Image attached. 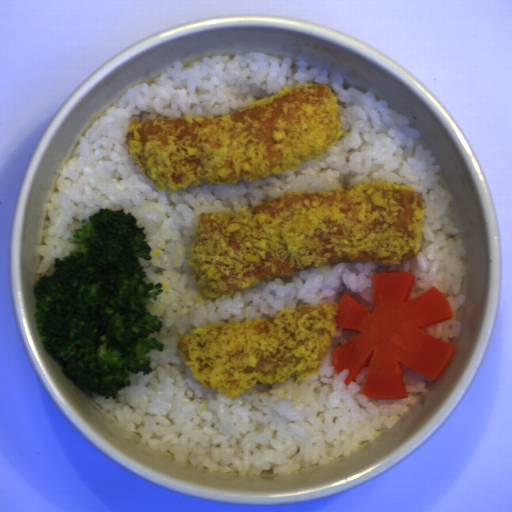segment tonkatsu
Wrapping results in <instances>:
<instances>
[{
    "mask_svg": "<svg viewBox=\"0 0 512 512\" xmlns=\"http://www.w3.org/2000/svg\"><path fill=\"white\" fill-rule=\"evenodd\" d=\"M248 207L199 216L187 263L208 298L337 262L402 265L423 245L422 198L385 179L292 190Z\"/></svg>",
    "mask_w": 512,
    "mask_h": 512,
    "instance_id": "tonkatsu-1",
    "label": "tonkatsu"
},
{
    "mask_svg": "<svg viewBox=\"0 0 512 512\" xmlns=\"http://www.w3.org/2000/svg\"><path fill=\"white\" fill-rule=\"evenodd\" d=\"M344 135L329 85L308 82L218 114L131 121L126 150L157 192L298 172Z\"/></svg>",
    "mask_w": 512,
    "mask_h": 512,
    "instance_id": "tonkatsu-2",
    "label": "tonkatsu"
},
{
    "mask_svg": "<svg viewBox=\"0 0 512 512\" xmlns=\"http://www.w3.org/2000/svg\"><path fill=\"white\" fill-rule=\"evenodd\" d=\"M339 306L323 299L282 309L272 318L214 321L179 336L176 349L204 389L229 400L257 382L273 385L295 376V384H304L320 373L337 336Z\"/></svg>",
    "mask_w": 512,
    "mask_h": 512,
    "instance_id": "tonkatsu-3",
    "label": "tonkatsu"
}]
</instances>
